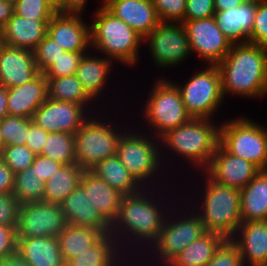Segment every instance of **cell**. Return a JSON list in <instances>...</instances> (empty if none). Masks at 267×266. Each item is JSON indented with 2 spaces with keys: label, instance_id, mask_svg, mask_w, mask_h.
Segmentation results:
<instances>
[{
  "label": "cell",
  "instance_id": "cell-27",
  "mask_svg": "<svg viewBox=\"0 0 267 266\" xmlns=\"http://www.w3.org/2000/svg\"><path fill=\"white\" fill-rule=\"evenodd\" d=\"M113 60L106 57L94 56L89 53L83 54L79 66L76 70V77L81 82L84 90L95 101L99 100L105 93L112 71ZM111 70V71H110ZM110 73V74H109ZM100 94H103L100 96ZM98 96V97H97ZM98 98V99H97Z\"/></svg>",
  "mask_w": 267,
  "mask_h": 266
},
{
  "label": "cell",
  "instance_id": "cell-28",
  "mask_svg": "<svg viewBox=\"0 0 267 266\" xmlns=\"http://www.w3.org/2000/svg\"><path fill=\"white\" fill-rule=\"evenodd\" d=\"M241 223L267 220V170H260L240 190Z\"/></svg>",
  "mask_w": 267,
  "mask_h": 266
},
{
  "label": "cell",
  "instance_id": "cell-19",
  "mask_svg": "<svg viewBox=\"0 0 267 266\" xmlns=\"http://www.w3.org/2000/svg\"><path fill=\"white\" fill-rule=\"evenodd\" d=\"M103 6L115 17L145 38L161 22L152 0H102Z\"/></svg>",
  "mask_w": 267,
  "mask_h": 266
},
{
  "label": "cell",
  "instance_id": "cell-50",
  "mask_svg": "<svg viewBox=\"0 0 267 266\" xmlns=\"http://www.w3.org/2000/svg\"><path fill=\"white\" fill-rule=\"evenodd\" d=\"M89 0H59L55 5L58 13L81 14L85 11Z\"/></svg>",
  "mask_w": 267,
  "mask_h": 266
},
{
  "label": "cell",
  "instance_id": "cell-44",
  "mask_svg": "<svg viewBox=\"0 0 267 266\" xmlns=\"http://www.w3.org/2000/svg\"><path fill=\"white\" fill-rule=\"evenodd\" d=\"M249 43L267 48V0H258Z\"/></svg>",
  "mask_w": 267,
  "mask_h": 266
},
{
  "label": "cell",
  "instance_id": "cell-31",
  "mask_svg": "<svg viewBox=\"0 0 267 266\" xmlns=\"http://www.w3.org/2000/svg\"><path fill=\"white\" fill-rule=\"evenodd\" d=\"M104 233L99 229L67 224L56 237L65 263L94 245Z\"/></svg>",
  "mask_w": 267,
  "mask_h": 266
},
{
  "label": "cell",
  "instance_id": "cell-59",
  "mask_svg": "<svg viewBox=\"0 0 267 266\" xmlns=\"http://www.w3.org/2000/svg\"><path fill=\"white\" fill-rule=\"evenodd\" d=\"M50 1H52L56 5L59 0H50Z\"/></svg>",
  "mask_w": 267,
  "mask_h": 266
},
{
  "label": "cell",
  "instance_id": "cell-7",
  "mask_svg": "<svg viewBox=\"0 0 267 266\" xmlns=\"http://www.w3.org/2000/svg\"><path fill=\"white\" fill-rule=\"evenodd\" d=\"M154 82L155 85L150 88L152 90L141 112L144 122L148 124L147 129H153L151 135L161 139L170 130L187 123L192 117L187 113L174 81L162 77Z\"/></svg>",
  "mask_w": 267,
  "mask_h": 266
},
{
  "label": "cell",
  "instance_id": "cell-4",
  "mask_svg": "<svg viewBox=\"0 0 267 266\" xmlns=\"http://www.w3.org/2000/svg\"><path fill=\"white\" fill-rule=\"evenodd\" d=\"M205 118H191L187 123L170 130L161 138L162 156L173 151V155L193 164V168L202 172L209 164L219 144L218 124ZM166 147V149H165ZM166 150V151H164ZM176 153V154H175ZM188 160V161H187Z\"/></svg>",
  "mask_w": 267,
  "mask_h": 266
},
{
  "label": "cell",
  "instance_id": "cell-49",
  "mask_svg": "<svg viewBox=\"0 0 267 266\" xmlns=\"http://www.w3.org/2000/svg\"><path fill=\"white\" fill-rule=\"evenodd\" d=\"M48 133L49 132L31 122L28 127L26 146H28L34 154L40 155L42 153L43 146L45 145Z\"/></svg>",
  "mask_w": 267,
  "mask_h": 266
},
{
  "label": "cell",
  "instance_id": "cell-46",
  "mask_svg": "<svg viewBox=\"0 0 267 266\" xmlns=\"http://www.w3.org/2000/svg\"><path fill=\"white\" fill-rule=\"evenodd\" d=\"M214 14V0H186L184 20L207 19Z\"/></svg>",
  "mask_w": 267,
  "mask_h": 266
},
{
  "label": "cell",
  "instance_id": "cell-26",
  "mask_svg": "<svg viewBox=\"0 0 267 266\" xmlns=\"http://www.w3.org/2000/svg\"><path fill=\"white\" fill-rule=\"evenodd\" d=\"M17 254L28 266H66L56 237L17 238Z\"/></svg>",
  "mask_w": 267,
  "mask_h": 266
},
{
  "label": "cell",
  "instance_id": "cell-21",
  "mask_svg": "<svg viewBox=\"0 0 267 266\" xmlns=\"http://www.w3.org/2000/svg\"><path fill=\"white\" fill-rule=\"evenodd\" d=\"M257 3L258 0H246L236 8L215 11L216 24L232 45L249 43Z\"/></svg>",
  "mask_w": 267,
  "mask_h": 266
},
{
  "label": "cell",
  "instance_id": "cell-35",
  "mask_svg": "<svg viewBox=\"0 0 267 266\" xmlns=\"http://www.w3.org/2000/svg\"><path fill=\"white\" fill-rule=\"evenodd\" d=\"M44 191L45 182L38 178L32 166L15 174L12 194L17 198L20 204L42 202Z\"/></svg>",
  "mask_w": 267,
  "mask_h": 266
},
{
  "label": "cell",
  "instance_id": "cell-1",
  "mask_svg": "<svg viewBox=\"0 0 267 266\" xmlns=\"http://www.w3.org/2000/svg\"><path fill=\"white\" fill-rule=\"evenodd\" d=\"M156 190L151 187L143 188L138 193L126 195L122 198L118 216L111 225L110 233L115 237L121 251L124 254L127 253V258L132 254L130 250L145 247L148 251V248L158 239L162 224L170 208L165 205L164 201H161L165 197L160 195V189H158L159 193H156ZM160 201L162 204H160ZM135 244L137 245L136 248L133 247Z\"/></svg>",
  "mask_w": 267,
  "mask_h": 266
},
{
  "label": "cell",
  "instance_id": "cell-52",
  "mask_svg": "<svg viewBox=\"0 0 267 266\" xmlns=\"http://www.w3.org/2000/svg\"><path fill=\"white\" fill-rule=\"evenodd\" d=\"M14 14L13 5L0 0V31Z\"/></svg>",
  "mask_w": 267,
  "mask_h": 266
},
{
  "label": "cell",
  "instance_id": "cell-38",
  "mask_svg": "<svg viewBox=\"0 0 267 266\" xmlns=\"http://www.w3.org/2000/svg\"><path fill=\"white\" fill-rule=\"evenodd\" d=\"M13 9L14 14L26 19H51L57 13L50 0H18Z\"/></svg>",
  "mask_w": 267,
  "mask_h": 266
},
{
  "label": "cell",
  "instance_id": "cell-58",
  "mask_svg": "<svg viewBox=\"0 0 267 266\" xmlns=\"http://www.w3.org/2000/svg\"><path fill=\"white\" fill-rule=\"evenodd\" d=\"M3 1L14 5L18 0H3Z\"/></svg>",
  "mask_w": 267,
  "mask_h": 266
},
{
  "label": "cell",
  "instance_id": "cell-42",
  "mask_svg": "<svg viewBox=\"0 0 267 266\" xmlns=\"http://www.w3.org/2000/svg\"><path fill=\"white\" fill-rule=\"evenodd\" d=\"M205 266H244L240 251L231 239H225Z\"/></svg>",
  "mask_w": 267,
  "mask_h": 266
},
{
  "label": "cell",
  "instance_id": "cell-9",
  "mask_svg": "<svg viewBox=\"0 0 267 266\" xmlns=\"http://www.w3.org/2000/svg\"><path fill=\"white\" fill-rule=\"evenodd\" d=\"M173 207V210L169 209L168 215H166L158 239L150 246V252H145L144 249L141 251L144 252L143 256H147V252H152L153 254L150 255L155 258L158 256L156 263L159 260L157 264L161 265L162 263V266H167L184 248L206 233L203 223L195 211L193 212L189 208L184 211L185 208H183L180 214V212H176V207ZM154 253L156 254L154 255Z\"/></svg>",
  "mask_w": 267,
  "mask_h": 266
},
{
  "label": "cell",
  "instance_id": "cell-11",
  "mask_svg": "<svg viewBox=\"0 0 267 266\" xmlns=\"http://www.w3.org/2000/svg\"><path fill=\"white\" fill-rule=\"evenodd\" d=\"M185 109L192 118L214 119L224 96L221 74L217 65H208L191 76L184 84H176Z\"/></svg>",
  "mask_w": 267,
  "mask_h": 266
},
{
  "label": "cell",
  "instance_id": "cell-45",
  "mask_svg": "<svg viewBox=\"0 0 267 266\" xmlns=\"http://www.w3.org/2000/svg\"><path fill=\"white\" fill-rule=\"evenodd\" d=\"M20 205L12 193H0V225L17 228Z\"/></svg>",
  "mask_w": 267,
  "mask_h": 266
},
{
  "label": "cell",
  "instance_id": "cell-55",
  "mask_svg": "<svg viewBox=\"0 0 267 266\" xmlns=\"http://www.w3.org/2000/svg\"><path fill=\"white\" fill-rule=\"evenodd\" d=\"M0 266H28V264L18 254H15L0 260Z\"/></svg>",
  "mask_w": 267,
  "mask_h": 266
},
{
  "label": "cell",
  "instance_id": "cell-56",
  "mask_svg": "<svg viewBox=\"0 0 267 266\" xmlns=\"http://www.w3.org/2000/svg\"><path fill=\"white\" fill-rule=\"evenodd\" d=\"M4 46H5V41H4V38L2 37V33L0 31V52Z\"/></svg>",
  "mask_w": 267,
  "mask_h": 266
},
{
  "label": "cell",
  "instance_id": "cell-22",
  "mask_svg": "<svg viewBox=\"0 0 267 266\" xmlns=\"http://www.w3.org/2000/svg\"><path fill=\"white\" fill-rule=\"evenodd\" d=\"M80 184L84 187L93 208L111 226L118 216L124 195L91 171H84Z\"/></svg>",
  "mask_w": 267,
  "mask_h": 266
},
{
  "label": "cell",
  "instance_id": "cell-25",
  "mask_svg": "<svg viewBox=\"0 0 267 266\" xmlns=\"http://www.w3.org/2000/svg\"><path fill=\"white\" fill-rule=\"evenodd\" d=\"M67 224L90 227L110 233L111 226L93 208L84 187L80 184L60 204Z\"/></svg>",
  "mask_w": 267,
  "mask_h": 266
},
{
  "label": "cell",
  "instance_id": "cell-14",
  "mask_svg": "<svg viewBox=\"0 0 267 266\" xmlns=\"http://www.w3.org/2000/svg\"><path fill=\"white\" fill-rule=\"evenodd\" d=\"M66 226L58 204L31 202L20 205L17 238L57 237Z\"/></svg>",
  "mask_w": 267,
  "mask_h": 266
},
{
  "label": "cell",
  "instance_id": "cell-34",
  "mask_svg": "<svg viewBox=\"0 0 267 266\" xmlns=\"http://www.w3.org/2000/svg\"><path fill=\"white\" fill-rule=\"evenodd\" d=\"M46 79L48 98L57 101L76 103L84 106L86 109L88 108V110H93V105L95 107V102L84 90L76 75L65 77H46Z\"/></svg>",
  "mask_w": 267,
  "mask_h": 266
},
{
  "label": "cell",
  "instance_id": "cell-10",
  "mask_svg": "<svg viewBox=\"0 0 267 266\" xmlns=\"http://www.w3.org/2000/svg\"><path fill=\"white\" fill-rule=\"evenodd\" d=\"M234 117L219 124V144L259 170H267V135L264 127L248 117Z\"/></svg>",
  "mask_w": 267,
  "mask_h": 266
},
{
  "label": "cell",
  "instance_id": "cell-18",
  "mask_svg": "<svg viewBox=\"0 0 267 266\" xmlns=\"http://www.w3.org/2000/svg\"><path fill=\"white\" fill-rule=\"evenodd\" d=\"M39 74L34 51L5 45L0 52V86L10 88L30 82Z\"/></svg>",
  "mask_w": 267,
  "mask_h": 266
},
{
  "label": "cell",
  "instance_id": "cell-15",
  "mask_svg": "<svg viewBox=\"0 0 267 266\" xmlns=\"http://www.w3.org/2000/svg\"><path fill=\"white\" fill-rule=\"evenodd\" d=\"M84 106L47 98L32 115V123L47 132L75 134L92 115Z\"/></svg>",
  "mask_w": 267,
  "mask_h": 266
},
{
  "label": "cell",
  "instance_id": "cell-53",
  "mask_svg": "<svg viewBox=\"0 0 267 266\" xmlns=\"http://www.w3.org/2000/svg\"><path fill=\"white\" fill-rule=\"evenodd\" d=\"M246 0H214L215 11H226L236 8L243 4Z\"/></svg>",
  "mask_w": 267,
  "mask_h": 266
},
{
  "label": "cell",
  "instance_id": "cell-2",
  "mask_svg": "<svg viewBox=\"0 0 267 266\" xmlns=\"http://www.w3.org/2000/svg\"><path fill=\"white\" fill-rule=\"evenodd\" d=\"M222 93L260 99L267 94V48L252 43L234 44L217 65Z\"/></svg>",
  "mask_w": 267,
  "mask_h": 266
},
{
  "label": "cell",
  "instance_id": "cell-54",
  "mask_svg": "<svg viewBox=\"0 0 267 266\" xmlns=\"http://www.w3.org/2000/svg\"><path fill=\"white\" fill-rule=\"evenodd\" d=\"M8 88L0 86V121L8 115Z\"/></svg>",
  "mask_w": 267,
  "mask_h": 266
},
{
  "label": "cell",
  "instance_id": "cell-57",
  "mask_svg": "<svg viewBox=\"0 0 267 266\" xmlns=\"http://www.w3.org/2000/svg\"><path fill=\"white\" fill-rule=\"evenodd\" d=\"M4 147V140H3V135L0 133V153Z\"/></svg>",
  "mask_w": 267,
  "mask_h": 266
},
{
  "label": "cell",
  "instance_id": "cell-16",
  "mask_svg": "<svg viewBox=\"0 0 267 266\" xmlns=\"http://www.w3.org/2000/svg\"><path fill=\"white\" fill-rule=\"evenodd\" d=\"M260 170L249 161L228 153L218 144L208 166L203 170L214 182L241 190Z\"/></svg>",
  "mask_w": 267,
  "mask_h": 266
},
{
  "label": "cell",
  "instance_id": "cell-40",
  "mask_svg": "<svg viewBox=\"0 0 267 266\" xmlns=\"http://www.w3.org/2000/svg\"><path fill=\"white\" fill-rule=\"evenodd\" d=\"M64 52L65 50L57 42L46 35L34 50L39 73H44Z\"/></svg>",
  "mask_w": 267,
  "mask_h": 266
},
{
  "label": "cell",
  "instance_id": "cell-29",
  "mask_svg": "<svg viewBox=\"0 0 267 266\" xmlns=\"http://www.w3.org/2000/svg\"><path fill=\"white\" fill-rule=\"evenodd\" d=\"M128 259L115 237L111 233H105L89 249L70 259L66 266H122Z\"/></svg>",
  "mask_w": 267,
  "mask_h": 266
},
{
  "label": "cell",
  "instance_id": "cell-30",
  "mask_svg": "<svg viewBox=\"0 0 267 266\" xmlns=\"http://www.w3.org/2000/svg\"><path fill=\"white\" fill-rule=\"evenodd\" d=\"M90 171L124 196L138 193L143 189L117 155L102 160Z\"/></svg>",
  "mask_w": 267,
  "mask_h": 266
},
{
  "label": "cell",
  "instance_id": "cell-20",
  "mask_svg": "<svg viewBox=\"0 0 267 266\" xmlns=\"http://www.w3.org/2000/svg\"><path fill=\"white\" fill-rule=\"evenodd\" d=\"M231 240L244 266H267V220L241 223Z\"/></svg>",
  "mask_w": 267,
  "mask_h": 266
},
{
  "label": "cell",
  "instance_id": "cell-37",
  "mask_svg": "<svg viewBox=\"0 0 267 266\" xmlns=\"http://www.w3.org/2000/svg\"><path fill=\"white\" fill-rule=\"evenodd\" d=\"M32 119L15 115H7L0 121V133L3 135L4 147L26 145L28 127Z\"/></svg>",
  "mask_w": 267,
  "mask_h": 266
},
{
  "label": "cell",
  "instance_id": "cell-47",
  "mask_svg": "<svg viewBox=\"0 0 267 266\" xmlns=\"http://www.w3.org/2000/svg\"><path fill=\"white\" fill-rule=\"evenodd\" d=\"M17 254V228L0 225V260Z\"/></svg>",
  "mask_w": 267,
  "mask_h": 266
},
{
  "label": "cell",
  "instance_id": "cell-48",
  "mask_svg": "<svg viewBox=\"0 0 267 266\" xmlns=\"http://www.w3.org/2000/svg\"><path fill=\"white\" fill-rule=\"evenodd\" d=\"M31 166L35 169L38 178L46 182L52 175L58 172L63 164L56 162L47 156L36 155Z\"/></svg>",
  "mask_w": 267,
  "mask_h": 266
},
{
  "label": "cell",
  "instance_id": "cell-13",
  "mask_svg": "<svg viewBox=\"0 0 267 266\" xmlns=\"http://www.w3.org/2000/svg\"><path fill=\"white\" fill-rule=\"evenodd\" d=\"M191 54L195 53L207 65H218L231 49V42L222 33L215 18L184 20Z\"/></svg>",
  "mask_w": 267,
  "mask_h": 266
},
{
  "label": "cell",
  "instance_id": "cell-32",
  "mask_svg": "<svg viewBox=\"0 0 267 266\" xmlns=\"http://www.w3.org/2000/svg\"><path fill=\"white\" fill-rule=\"evenodd\" d=\"M224 240L221 234L206 232L184 248L167 266H205Z\"/></svg>",
  "mask_w": 267,
  "mask_h": 266
},
{
  "label": "cell",
  "instance_id": "cell-33",
  "mask_svg": "<svg viewBox=\"0 0 267 266\" xmlns=\"http://www.w3.org/2000/svg\"><path fill=\"white\" fill-rule=\"evenodd\" d=\"M83 173L77 164L63 165L45 182L42 202L60 205L80 185Z\"/></svg>",
  "mask_w": 267,
  "mask_h": 266
},
{
  "label": "cell",
  "instance_id": "cell-41",
  "mask_svg": "<svg viewBox=\"0 0 267 266\" xmlns=\"http://www.w3.org/2000/svg\"><path fill=\"white\" fill-rule=\"evenodd\" d=\"M157 16L162 23H182L186 0H152Z\"/></svg>",
  "mask_w": 267,
  "mask_h": 266
},
{
  "label": "cell",
  "instance_id": "cell-24",
  "mask_svg": "<svg viewBox=\"0 0 267 266\" xmlns=\"http://www.w3.org/2000/svg\"><path fill=\"white\" fill-rule=\"evenodd\" d=\"M50 20L26 19L13 14L1 30L5 45L34 51L47 35Z\"/></svg>",
  "mask_w": 267,
  "mask_h": 266
},
{
  "label": "cell",
  "instance_id": "cell-6",
  "mask_svg": "<svg viewBox=\"0 0 267 266\" xmlns=\"http://www.w3.org/2000/svg\"><path fill=\"white\" fill-rule=\"evenodd\" d=\"M131 130L133 129L127 130L129 133L125 131L121 136L116 155L143 188L151 186L158 189L156 185L160 181L157 178L160 179L161 170L167 169L163 164L166 161L161 154V139L149 136L147 133L143 135V131L140 133L139 130Z\"/></svg>",
  "mask_w": 267,
  "mask_h": 266
},
{
  "label": "cell",
  "instance_id": "cell-51",
  "mask_svg": "<svg viewBox=\"0 0 267 266\" xmlns=\"http://www.w3.org/2000/svg\"><path fill=\"white\" fill-rule=\"evenodd\" d=\"M14 179V172L0 158V193H12Z\"/></svg>",
  "mask_w": 267,
  "mask_h": 266
},
{
  "label": "cell",
  "instance_id": "cell-3",
  "mask_svg": "<svg viewBox=\"0 0 267 266\" xmlns=\"http://www.w3.org/2000/svg\"><path fill=\"white\" fill-rule=\"evenodd\" d=\"M90 24L91 47L125 66L136 65L144 38L104 6L95 10ZM106 56H105V55ZM138 60V61H137Z\"/></svg>",
  "mask_w": 267,
  "mask_h": 266
},
{
  "label": "cell",
  "instance_id": "cell-23",
  "mask_svg": "<svg viewBox=\"0 0 267 266\" xmlns=\"http://www.w3.org/2000/svg\"><path fill=\"white\" fill-rule=\"evenodd\" d=\"M47 98V79L39 73L28 83L8 88V115L31 118Z\"/></svg>",
  "mask_w": 267,
  "mask_h": 266
},
{
  "label": "cell",
  "instance_id": "cell-8",
  "mask_svg": "<svg viewBox=\"0 0 267 266\" xmlns=\"http://www.w3.org/2000/svg\"><path fill=\"white\" fill-rule=\"evenodd\" d=\"M97 115L89 116L75 133L76 162L84 171H90L102 160L116 155L118 142L126 131Z\"/></svg>",
  "mask_w": 267,
  "mask_h": 266
},
{
  "label": "cell",
  "instance_id": "cell-43",
  "mask_svg": "<svg viewBox=\"0 0 267 266\" xmlns=\"http://www.w3.org/2000/svg\"><path fill=\"white\" fill-rule=\"evenodd\" d=\"M85 53L65 51L43 74L45 77H65L76 74L81 58Z\"/></svg>",
  "mask_w": 267,
  "mask_h": 266
},
{
  "label": "cell",
  "instance_id": "cell-5",
  "mask_svg": "<svg viewBox=\"0 0 267 266\" xmlns=\"http://www.w3.org/2000/svg\"><path fill=\"white\" fill-rule=\"evenodd\" d=\"M201 173L206 176L204 192L200 195L202 198H199L202 204L199 207L195 205L193 211L200 217L206 232L218 233L225 239H231L241 224L240 190L218 184L203 171Z\"/></svg>",
  "mask_w": 267,
  "mask_h": 266
},
{
  "label": "cell",
  "instance_id": "cell-39",
  "mask_svg": "<svg viewBox=\"0 0 267 266\" xmlns=\"http://www.w3.org/2000/svg\"><path fill=\"white\" fill-rule=\"evenodd\" d=\"M35 156L36 154L26 145L5 146L0 153V158L14 174L31 166Z\"/></svg>",
  "mask_w": 267,
  "mask_h": 266
},
{
  "label": "cell",
  "instance_id": "cell-36",
  "mask_svg": "<svg viewBox=\"0 0 267 266\" xmlns=\"http://www.w3.org/2000/svg\"><path fill=\"white\" fill-rule=\"evenodd\" d=\"M40 155L47 156L63 165L77 164L75 156V134L49 132Z\"/></svg>",
  "mask_w": 267,
  "mask_h": 266
},
{
  "label": "cell",
  "instance_id": "cell-17",
  "mask_svg": "<svg viewBox=\"0 0 267 266\" xmlns=\"http://www.w3.org/2000/svg\"><path fill=\"white\" fill-rule=\"evenodd\" d=\"M81 17V14L57 12L48 23L47 36L65 51L88 53L91 48L90 24Z\"/></svg>",
  "mask_w": 267,
  "mask_h": 266
},
{
  "label": "cell",
  "instance_id": "cell-12",
  "mask_svg": "<svg viewBox=\"0 0 267 266\" xmlns=\"http://www.w3.org/2000/svg\"><path fill=\"white\" fill-rule=\"evenodd\" d=\"M143 42H147L149 53L157 68L179 66L192 55L182 23L161 22Z\"/></svg>",
  "mask_w": 267,
  "mask_h": 266
}]
</instances>
